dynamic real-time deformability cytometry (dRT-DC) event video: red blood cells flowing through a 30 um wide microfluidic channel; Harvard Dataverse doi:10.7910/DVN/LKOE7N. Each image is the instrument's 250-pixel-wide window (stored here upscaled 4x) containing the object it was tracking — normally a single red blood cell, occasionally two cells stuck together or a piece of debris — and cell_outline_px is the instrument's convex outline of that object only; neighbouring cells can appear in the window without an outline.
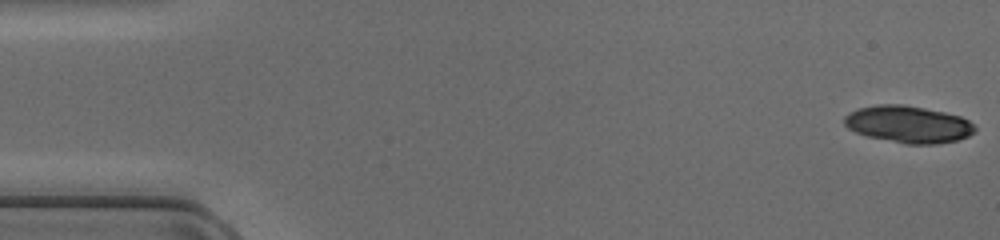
{"species": "common noctule bat (a hibernating species)", "species_latin": "Nyctalus noctula", "temperature_condition": "cold", "stored_images_in_passage": 48, "camera_frame_rate_fps": 3000, "um_per_image_px": 0.085, "animal": {"sex": "female", "body_mass_g": 17.0, "forearm_length_mm": 48.0}, "frame": {"image": 1, "passage_image": 1, "time_ms": 0.0, "image_size_px": [1000, 240], "cell_outline_px": [[976, 132], [968, 136], [956, 140], [936, 144], [904, 144], [868, 136], [856, 132], [848, 128], [844, 124], [844, 116], [848, 112], [856, 108], [876, 104], [904, 104], [944, 112], [960, 116], [968, 120], [976, 128]], "centroid_in_image_um": [77.18, 10.55], "position_along_channel_um": 7.8, "area_um2": 28.32}}
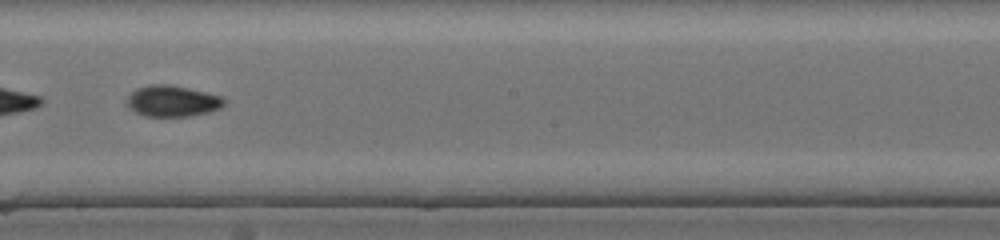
{"frame": {"image": 2, "passage_image": 27, "time_ms": 8.667, "image_size_px": [1000, 240], "cell_outline_px": [[228, 100], [220, 108], [208, 112], [188, 116], [144, 116], [136, 112], [124, 104], [124, 100], [136, 88], [148, 84], [168, 84], [188, 88], [224, 96]], "centroid_in_image_um": [14.64, 8.58], "position_along_channel_um": 233.6, "area_um2": 17.92}}
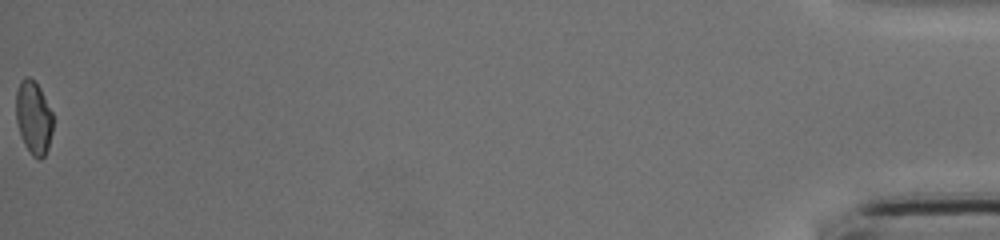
{"frame": {"image": 3, "passage_image": 48, "time_ms": 15.667, "image_size_px": [1000, 240], "cell_outline_px": [[52, 132], [48, 148], [44, 156], [40, 160], [32, 156], [24, 144], [20, 136], [16, 120], [16, 92], [20, 80], [24, 76], [28, 76], [40, 88], [52, 112]], "centroid_in_image_um": [2.84, 10.01], "position_along_channel_um": 432.4, "area_um2": 15.84}}